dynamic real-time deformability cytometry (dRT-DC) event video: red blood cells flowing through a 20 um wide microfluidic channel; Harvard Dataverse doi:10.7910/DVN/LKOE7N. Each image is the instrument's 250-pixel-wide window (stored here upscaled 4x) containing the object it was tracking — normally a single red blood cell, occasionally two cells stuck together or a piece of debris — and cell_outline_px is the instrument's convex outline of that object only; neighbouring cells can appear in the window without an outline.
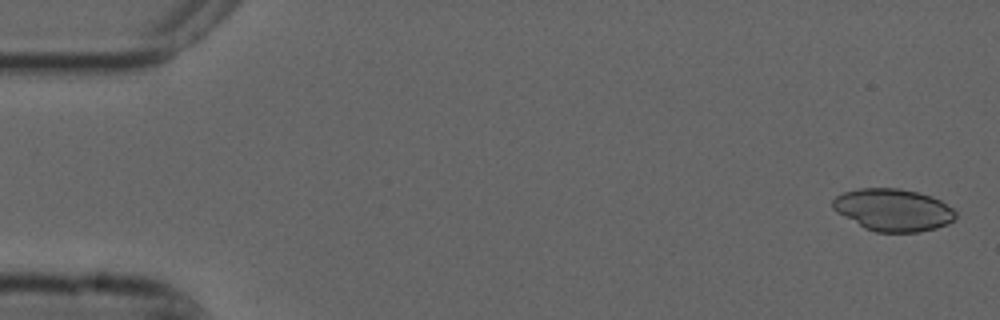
{"species": "common noctule bat (a hibernating species)", "species_latin": "Nyctalus noctula", "temperature_condition": "cold", "stored_images_in_passage": 9, "camera_frame_rate_fps": 3000, "um_per_image_px": 0.085, "animal": {"sex": "male", "forearm_length_mm": 52.5}, "frame": {"image": 1, "passage_image": 1, "time_ms": 0.0, "image_size_px": [1000, 320], "cell_outline_px": [[956, 220], [948, 224], [936, 228], [920, 232], [876, 232], [864, 228], [836, 212], [832, 208], [832, 200], [836, 196], [844, 192], [860, 188], [900, 188], [932, 196], [940, 200], [952, 208], [956, 212]], "centroid_in_image_um": [75.92, 17.85], "position_along_channel_um": 9.1, "area_um2": 30.46}}